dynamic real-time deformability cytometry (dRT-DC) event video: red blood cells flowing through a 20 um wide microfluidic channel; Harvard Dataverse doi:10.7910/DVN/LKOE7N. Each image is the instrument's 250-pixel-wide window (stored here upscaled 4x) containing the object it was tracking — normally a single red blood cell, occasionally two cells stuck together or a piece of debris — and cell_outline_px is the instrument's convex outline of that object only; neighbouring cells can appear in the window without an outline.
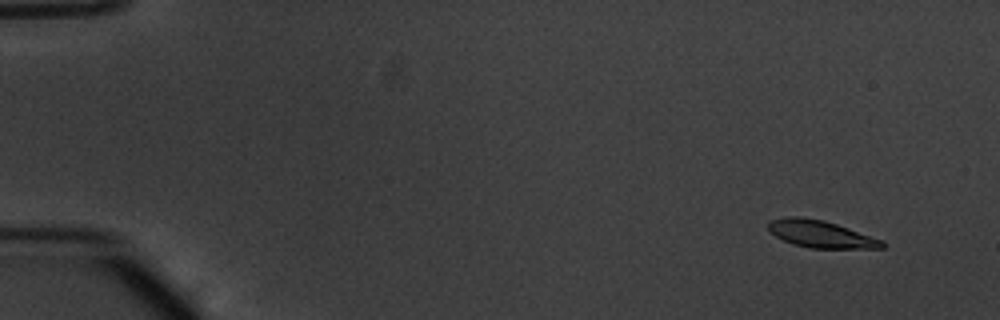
{"species": "common noctule bat (a hibernating species)", "species_latin": "Nyctalus noctula", "temperature_condition": "warm", "stored_images_in_passage": 15, "camera_frame_rate_fps": 3000, "um_per_image_px": 0.085, "animal": {"sex": "male", "body_mass_g": 20.1, "forearm_length_mm": 53.5}, "frame": {"image": 1, "passage_image": 1, "time_ms": 0.0, "image_size_px": [1000, 320], "cell_outline_px": [[884, 248], [808, 248], [792, 244], [768, 232], [768, 224], [772, 220], [788, 216], [796, 216], [824, 220], [884, 240]], "centroid_in_image_um": [69.75, 19.9], "position_along_channel_um": 15.2, "area_um2": 17.98}}
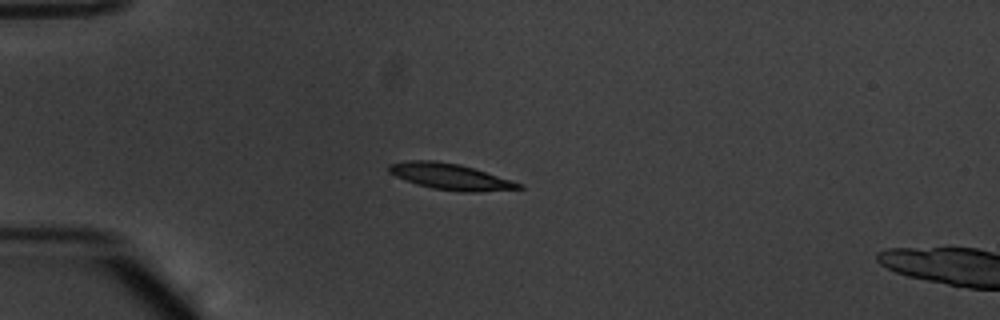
{"frame": {"image": 2, "passage_image": 12, "time_ms": 3.667, "image_size_px": [1000, 320], "cell_outline_px": [[524, 188], [476, 192], [460, 192], [432, 188], [416, 184], [396, 176], [388, 172], [388, 164], [408, 160], [432, 160], [460, 164], [512, 180], [524, 184]], "centroid_in_image_um": [38.28, 15.01], "position_along_channel_um": 46.7, "area_um2": 19.77}}